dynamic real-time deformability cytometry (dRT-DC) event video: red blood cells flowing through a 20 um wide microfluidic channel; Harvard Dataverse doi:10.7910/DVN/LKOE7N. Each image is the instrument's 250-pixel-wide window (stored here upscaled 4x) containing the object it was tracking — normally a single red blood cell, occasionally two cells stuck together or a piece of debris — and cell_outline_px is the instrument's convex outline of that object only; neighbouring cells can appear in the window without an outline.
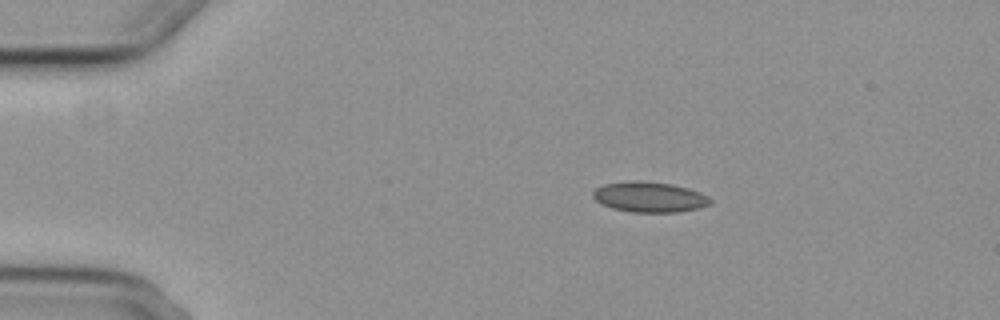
{"species": "common noctule bat (a hibernating species)", "species_latin": "Nyctalus noctula", "temperature_condition": "cold", "stored_images_in_passage": 9, "camera_frame_rate_fps": 3000, "um_per_image_px": 0.085, "animal": {"sex": "female", "body_mass_g": 29.2, "forearm_length_mm": 56.3}, "frame": {"image": 1, "passage_image": 1, "time_ms": 0.0, "image_size_px": [1000, 320], "cell_outline_px": [[712, 204], [700, 208], [680, 212], [632, 212], [612, 208], [596, 200], [592, 196], [592, 192], [596, 188], [604, 184], [632, 180], [636, 180], [668, 184], [688, 188], [700, 192], [708, 196], [712, 200]], "centroid_in_image_um": [55.23, 16.75], "position_along_channel_um": 29.8, "area_um2": 20.75}}
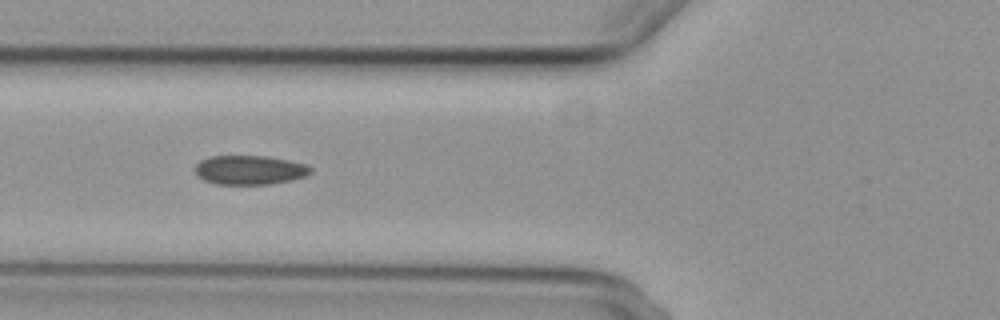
{"frame": {"image": 2, "passage_image": 4, "time_ms": 3.667, "image_size_px": [1000, 320], "cell_outline_px": [[312, 172], [304, 176], [292, 180], [272, 184], [216, 184], [204, 180], [196, 176], [196, 164], [200, 160], [212, 156], [268, 156], [288, 160], [304, 164], [312, 168]], "centroid_in_image_um": [21.21, 14.45], "position_along_channel_um": 104.6, "area_um2": 19.65}}
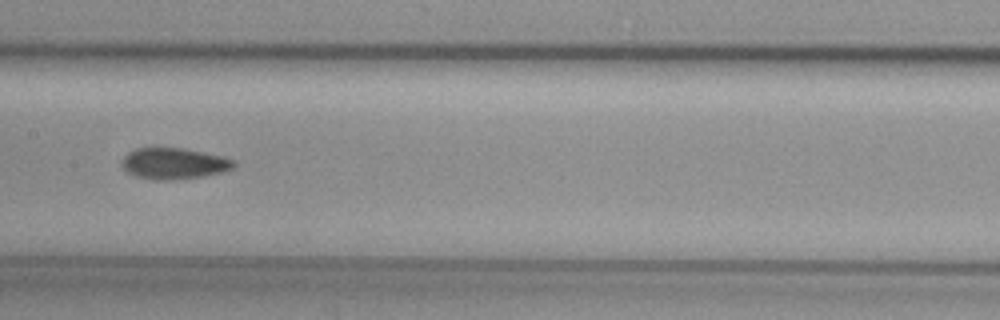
{"frame": {"image": 3, "passage_image": 6, "time_ms": 6.0, "image_size_px": [1000, 320], "cell_outline_px": [[236, 164], [232, 168], [220, 172], [204, 176], [172, 180], [156, 180], [136, 176], [128, 172], [120, 164], [120, 160], [128, 152], [136, 148], [184, 148], [224, 156], [236, 160]], "centroid_in_image_um": [14.78, 13.89], "position_along_channel_um": 192.6, "area_um2": 20.46}}